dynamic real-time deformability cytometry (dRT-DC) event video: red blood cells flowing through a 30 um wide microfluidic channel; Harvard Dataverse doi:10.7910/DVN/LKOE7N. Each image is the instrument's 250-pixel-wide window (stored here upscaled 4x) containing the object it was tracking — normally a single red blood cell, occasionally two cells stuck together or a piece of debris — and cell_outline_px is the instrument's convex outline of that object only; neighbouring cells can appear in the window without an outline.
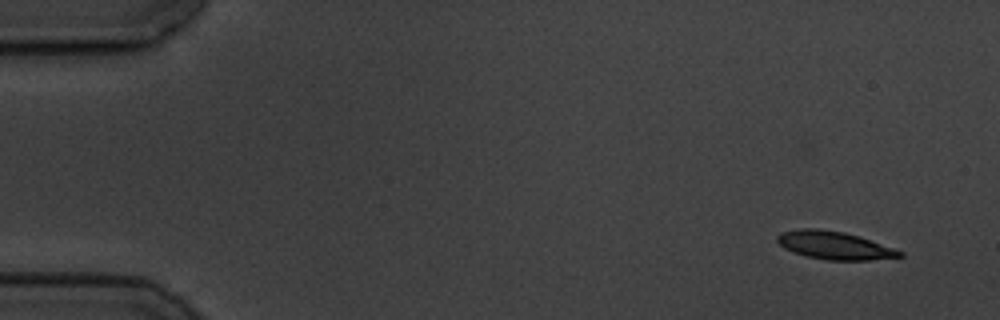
{"species": "common noctule bat (a hibernating species)", "species_latin": "Nyctalus noctula", "temperature_condition": "cold", "stored_images_in_passage": 6, "camera_frame_rate_fps": 3000, "um_per_image_px": 0.085, "animal": {"sex": "male", "body_mass_g": 19.5, "forearm_length_mm": 54.6}, "frame": {"image": 1, "passage_image": 1, "time_ms": 0.0, "image_size_px": [1000, 320], "cell_outline_px": [[904, 256], [868, 260], [828, 260], [804, 256], [784, 248], [776, 240], [776, 236], [780, 232], [800, 228], [816, 228], [844, 232], [860, 236], [904, 252]], "centroid_in_image_um": [70.89, 20.85], "position_along_channel_um": 14.1, "area_um2": 20.0}}
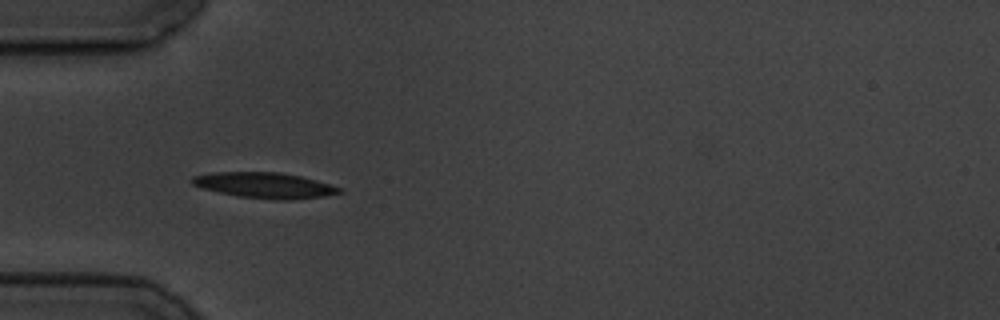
{"frame": {"image": 2, "passage_image": 5, "time_ms": 4.667, "image_size_px": [1000, 320], "cell_outline_px": [[344, 192], [324, 196], [292, 200], [272, 200], [236, 196], [200, 188], [192, 184], [192, 176], [216, 172], [280, 172], [300, 176], [316, 180], [340, 188]], "centroid_in_image_um": [22.48, 15.76], "position_along_channel_um": 62.5, "area_um2": 22.08}}
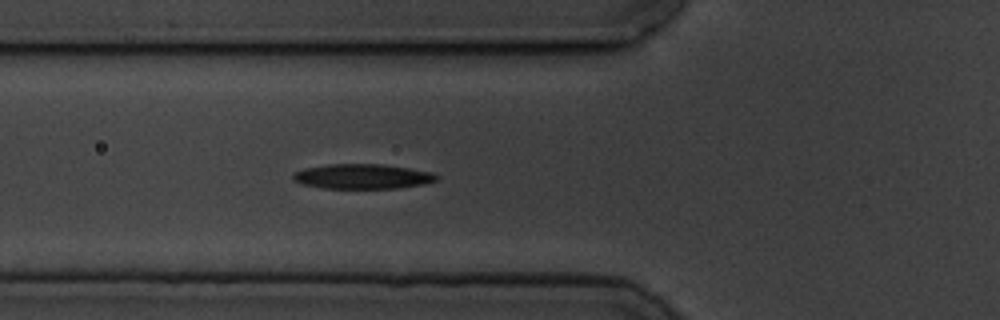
{"frame": {"image": 3, "passage_image": 6, "time_ms": 5.667, "image_size_px": [1000, 320], "cell_outline_px": [[440, 176], [436, 180], [424, 184], [400, 188], [324, 188], [304, 184], [292, 180], [292, 176], [296, 172], [304, 168], [328, 164], [380, 164], [408, 168], [432, 172]], "centroid_in_image_um": [30.83, 14.99], "position_along_channel_um": 95.0, "area_um2": 20.69}}